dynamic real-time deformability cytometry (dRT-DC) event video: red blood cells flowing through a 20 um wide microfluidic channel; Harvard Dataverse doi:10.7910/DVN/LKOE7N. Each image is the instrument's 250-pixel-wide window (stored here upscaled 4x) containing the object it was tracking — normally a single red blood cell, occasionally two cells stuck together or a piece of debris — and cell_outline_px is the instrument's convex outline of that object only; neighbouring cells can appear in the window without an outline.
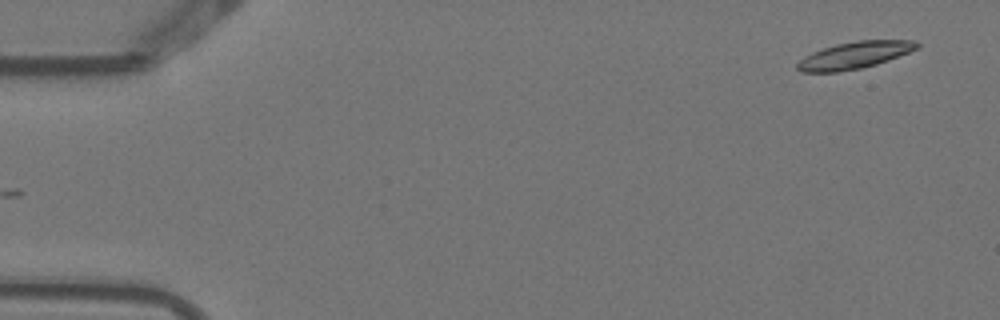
{"species": "Egyptian fruit bat (a non-hibernating species)", "species_latin": "Rousettus aegyptiacus", "temperature_condition": "warm", "stored_images_in_passage": 7, "camera_frame_rate_fps": 3000, "um_per_image_px": 0.085, "animal": {"sex": "female"}, "frame": {"image": 1, "passage_image": 1, "time_ms": 0.0, "image_size_px": [1000, 320], "cell_outline_px": [[920, 48], [876, 64], [860, 68], [836, 72], [800, 72], [796, 68], [796, 64], [800, 60], [812, 52], [836, 44], [856, 40], [916, 40], [920, 44]], "centroid_in_image_um": [72.65, 4.68], "position_along_channel_um": 12.4, "area_um2": 18.73}}
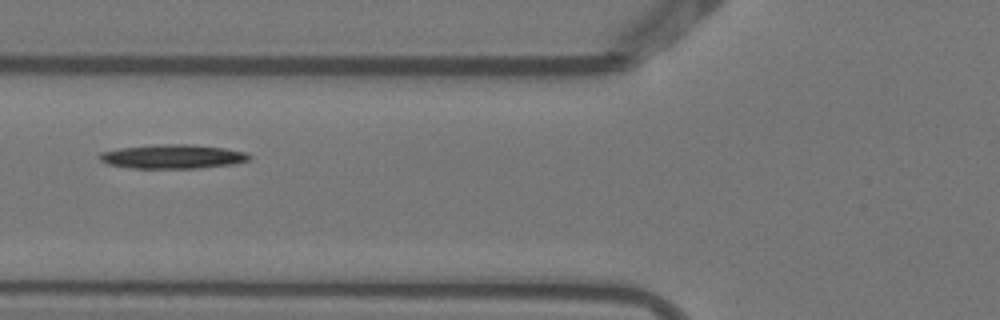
{"frame": {"image": 2, "passage_image": 5, "time_ms": 1.333, "image_size_px": [1000, 320], "cell_outline_px": [[252, 156], [248, 160], [232, 164], [196, 168], [132, 168], [108, 164], [100, 160], [100, 152], [120, 148], [156, 144], [192, 144], [224, 148], [248, 152]], "centroid_in_image_um": [14.7, 13.3], "position_along_channel_um": 111.1, "area_um2": 20.98}}
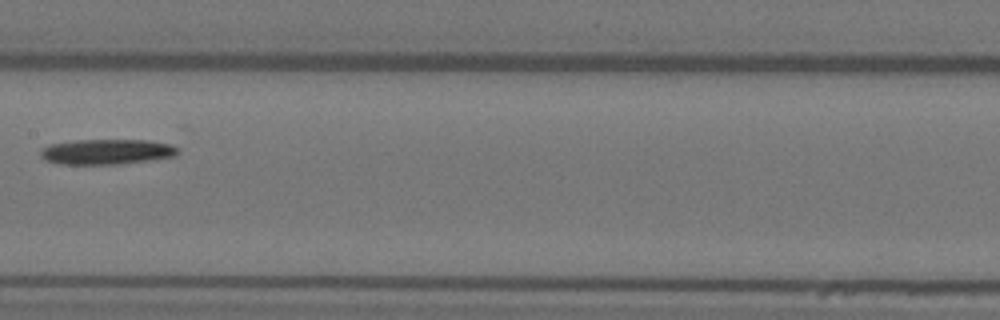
{"frame": {"image": 3, "passage_image": 7, "time_ms": 2.0, "image_size_px": [1000, 320], "cell_outline_px": [[180, 152], [176, 156], [120, 164], [60, 164], [44, 160], [40, 156], [40, 152], [48, 144], [76, 140], [148, 140], [172, 144], [180, 148]], "centroid_in_image_um": [9.1, 12.89], "position_along_channel_um": 198.3, "area_um2": 20.4}}